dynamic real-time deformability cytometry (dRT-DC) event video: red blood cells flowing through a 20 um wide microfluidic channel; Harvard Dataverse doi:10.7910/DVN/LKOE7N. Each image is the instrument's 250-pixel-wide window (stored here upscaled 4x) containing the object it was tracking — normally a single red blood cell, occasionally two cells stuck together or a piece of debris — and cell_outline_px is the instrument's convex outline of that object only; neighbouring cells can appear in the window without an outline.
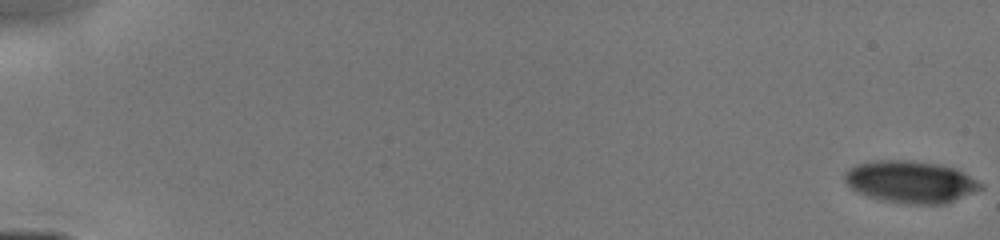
{"species": "human", "species_latin": "Homo sapiens", "temperature_condition": "cold", "stored_images_in_passage": 14, "camera_frame_rate_fps": 3000, "um_per_image_px": 0.085, "donor": {"sex": "male"}, "frame": {"image": 1, "passage_image": 1, "time_ms": 0.0, "image_size_px": [1000, 240], "cell_outline_px": [[984, 188], [944, 204], [916, 204], [880, 200], [856, 192], [844, 180], [844, 172], [848, 168], [856, 164], [872, 160], [908, 160], [936, 164], [956, 168], [964, 172], [984, 184]], "centroid_in_image_um": [77.39, 15.44], "position_along_channel_um": 7.6, "area_um2": 33.41}}
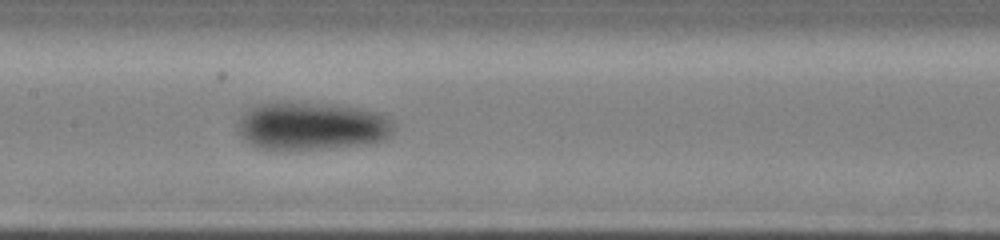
{"frame": {"image": 2, "passage_image": 10, "time_ms": 8.333, "image_size_px": [1000, 240], "cell_outline_px": [[396, 128], [384, 140], [368, 144], [328, 148], [260, 148], [244, 140], [236, 124], [240, 116], [248, 108], [256, 104], [276, 100], [332, 104], [356, 108], [376, 112], [392, 120]], "centroid_in_image_um": [26.47, 10.67], "position_along_channel_um": 180.9, "area_um2": 43.87}}
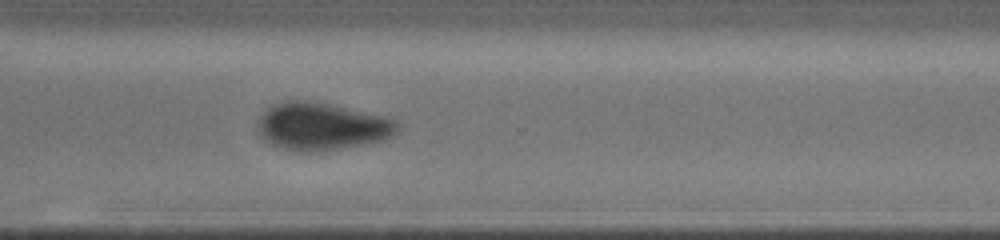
{"frame": {"image": 3, "passage_image": 14, "time_ms": 12.0, "image_size_px": [1000, 240], "cell_outline_px": [[400, 128], [396, 132], [380, 140], [360, 144], [336, 148], [308, 152], [304, 152], [284, 148], [272, 144], [260, 132], [260, 116], [272, 104], [280, 100], [316, 100], [388, 116], [396, 120], [400, 124]], "centroid_in_image_um": [27.39, 10.68], "position_along_channel_um": 343.2, "area_um2": 38.38}}